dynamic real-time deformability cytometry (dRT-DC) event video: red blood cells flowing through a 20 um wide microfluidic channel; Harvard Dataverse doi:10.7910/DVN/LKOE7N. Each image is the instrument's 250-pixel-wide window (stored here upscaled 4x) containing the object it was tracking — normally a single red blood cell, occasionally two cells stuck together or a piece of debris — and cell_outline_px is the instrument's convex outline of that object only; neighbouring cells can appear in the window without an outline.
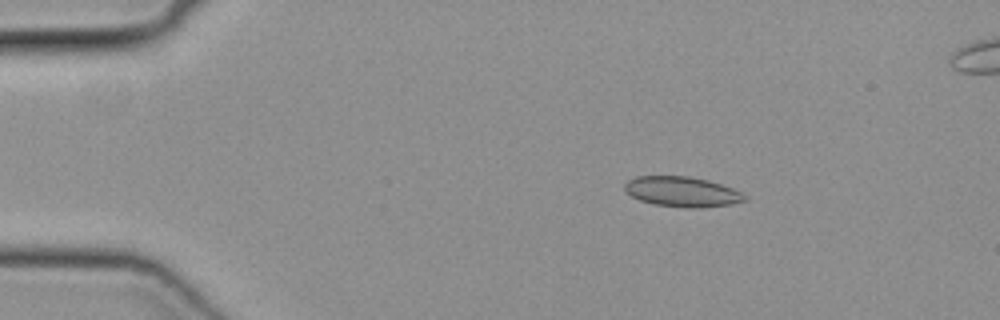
{"species": "common noctule bat (a hibernating species)", "species_latin": "Nyctalus noctula", "temperature_condition": "cold", "stored_images_in_passage": 51, "segment_of_instrument_passage": [1, 2], "camera_frame_rate_fps": 3000, "um_per_image_px": 0.085, "animal": {"sex": "female", "body_mass_g": 19.3, "forearm_length_mm": 54.1}, "frame": {"image": 1, "passage_image": 9, "time_ms": 2.667, "image_size_px": [1000, 320], "cell_outline_px": [[748, 200], [732, 204], [700, 208], [688, 208], [656, 204], [640, 200], [632, 196], [624, 188], [624, 184], [628, 180], [636, 176], [688, 176], [708, 180], [732, 188], [748, 196]], "centroid_in_image_um": [58.01, 16.3], "position_along_channel_um": 27.0, "area_um2": 21.04}}
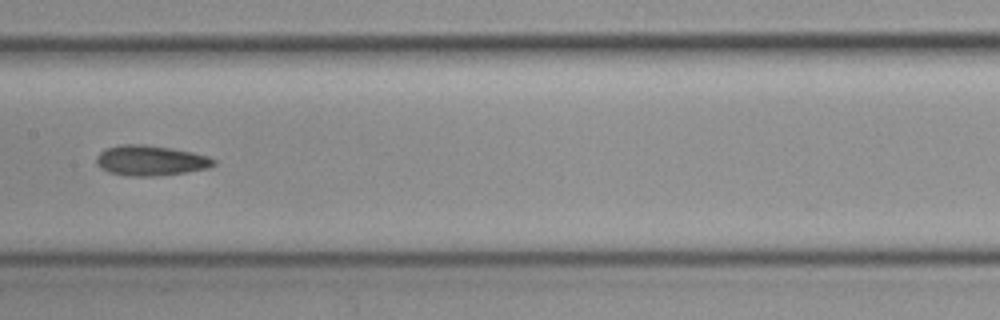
{"frame": {"image": 2, "passage_image": 26, "time_ms": 8.333, "image_size_px": [1000, 320], "cell_outline_px": [[216, 164], [208, 168], [184, 172], [152, 176], [124, 176], [108, 172], [100, 168], [96, 164], [96, 156], [100, 152], [108, 148], [120, 144], [144, 144], [192, 152], [208, 156], [216, 160]], "centroid_in_image_um": [12.76, 13.65], "position_along_channel_um": 194.6, "area_um2": 20.63}}
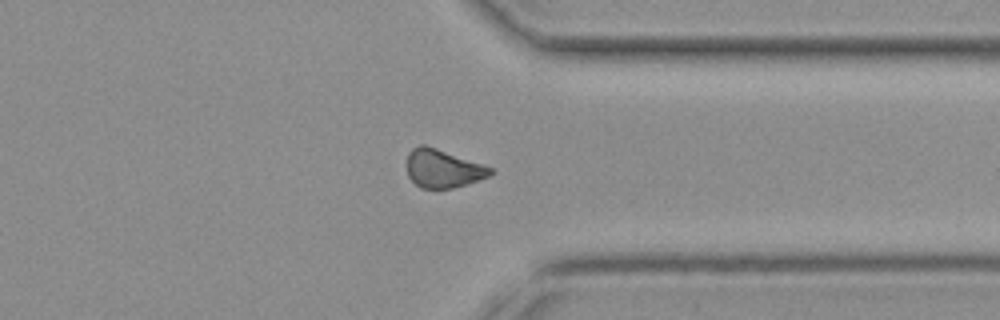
{"frame": {"image": 3, "passage_image": 39, "time_ms": 12.667, "image_size_px": [1000, 320], "cell_outline_px": [[496, 172], [488, 176], [452, 188], [420, 188], [408, 176], [408, 152], [412, 148], [420, 144], [424, 144], [436, 148], [492, 168]], "centroid_in_image_um": [37.62, 14.32], "position_along_channel_um": 373.8, "area_um2": 18.21}}